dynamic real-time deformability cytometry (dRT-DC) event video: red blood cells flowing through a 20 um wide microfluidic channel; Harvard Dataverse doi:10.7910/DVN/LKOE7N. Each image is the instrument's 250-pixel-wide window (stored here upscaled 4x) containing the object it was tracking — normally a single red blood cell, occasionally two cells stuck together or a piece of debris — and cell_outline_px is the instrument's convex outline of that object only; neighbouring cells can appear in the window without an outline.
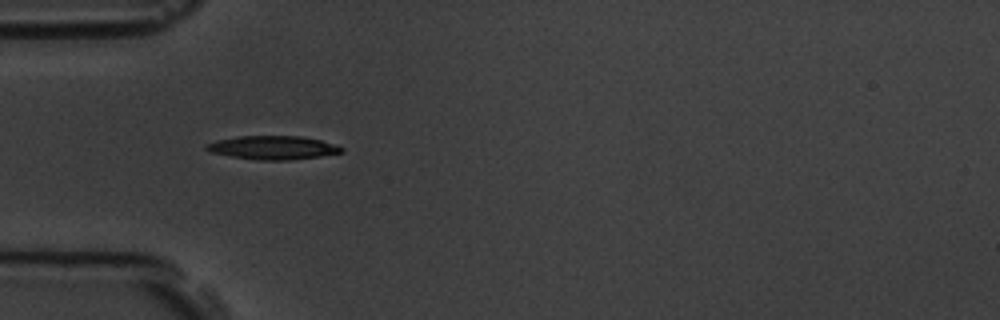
{"species": "common noctule bat (a hibernating species)", "species_latin": "Nyctalus noctula", "temperature_condition": "room temperature", "stored_images_in_passage": 2, "camera_frame_rate_fps": 3000, "um_per_image_px": 0.085, "animal": {"sex": "male", "body_mass_g": 19.5, "forearm_length_mm": 54.6}, "frame": {"image": 1, "passage_image": 1, "time_ms": 0.0, "image_size_px": [1000, 320], "cell_outline_px": [[344, 152], [320, 156], [292, 160], [256, 160], [208, 152], [204, 148], [204, 144], [216, 140], [240, 136], [300, 136], [320, 140], [344, 148]], "centroid_in_image_um": [23.15, 12.55], "position_along_channel_um": 61.9, "area_um2": 18.61}}
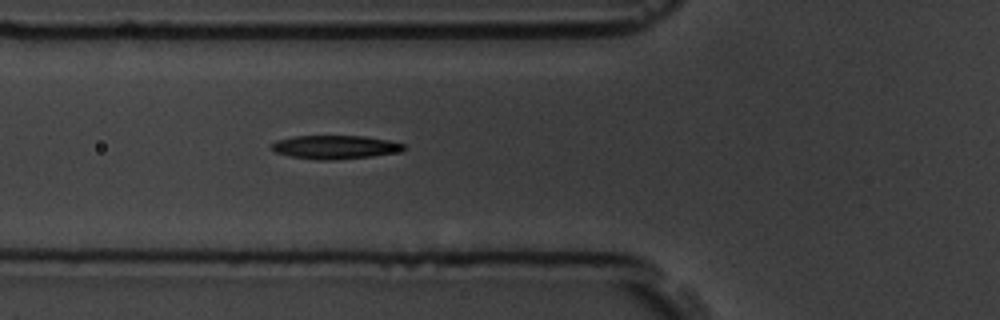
{"frame": {"image": 2, "passage_image": 2, "time_ms": 1.0, "image_size_px": [1000, 320], "cell_outline_px": [[404, 148], [396, 152], [372, 156], [332, 160], [316, 160], [292, 156], [276, 152], [268, 148], [276, 140], [292, 136], [364, 136], [388, 140], [404, 144]], "centroid_in_image_um": [28.42, 12.5], "position_along_channel_um": 97.4, "area_um2": 18.03}}